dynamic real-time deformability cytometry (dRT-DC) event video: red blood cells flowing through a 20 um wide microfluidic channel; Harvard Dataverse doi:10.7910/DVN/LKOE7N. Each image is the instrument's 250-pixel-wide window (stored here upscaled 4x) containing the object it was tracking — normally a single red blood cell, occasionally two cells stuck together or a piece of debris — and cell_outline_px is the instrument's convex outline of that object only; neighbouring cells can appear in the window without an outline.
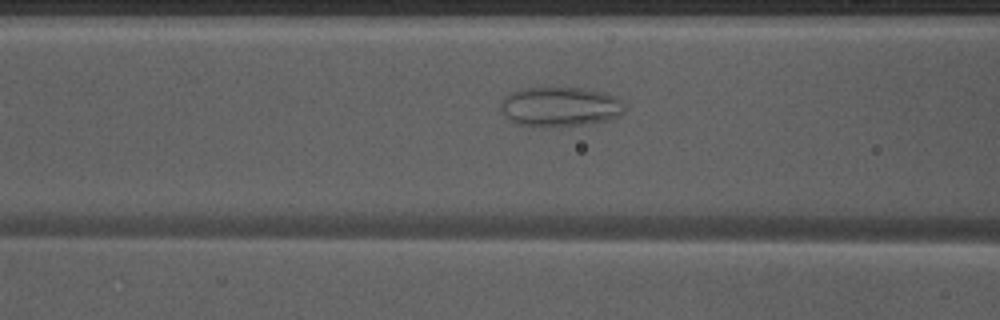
{"species": "Egyptian fruit bat (a non-hibernating species)", "species_latin": "Rousettus aegyptiacus", "temperature_condition": "warm", "stored_images_in_passage": 37, "camera_frame_rate_fps": 3000, "um_per_image_px": 0.085, "animal": {"sex": "male"}, "frame": {"image": 1, "passage_image": 6, "time_ms": 1.667, "image_size_px": [1000, 320], "cell_outline_px": [[624, 112], [620, 116], [608, 120], [584, 124], [544, 128], [520, 124], [504, 116], [500, 108], [500, 104], [504, 96], [512, 92], [524, 88], [584, 88], [604, 92], [620, 100], [624, 104]], "centroid_in_image_um": [47.6, 9.08], "position_along_channel_um": 119.0, "area_um2": 28.73}}
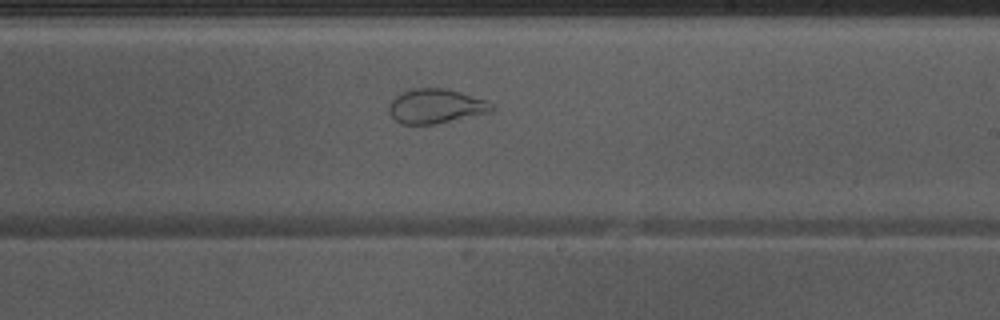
{"frame": {"image": 2, "passage_image": 16, "time_ms": 5.0, "image_size_px": [1000, 320], "cell_outline_px": [[492, 112], [432, 124], [400, 124], [392, 116], [388, 108], [388, 104], [396, 96], [412, 88], [448, 88], [488, 100], [492, 104]], "centroid_in_image_um": [37.05, 9.01], "position_along_channel_um": 251.9, "area_um2": 20.58}, "authors_computed_cell_mechanics": {"area_um2": 27.5128, "velocity_mm_per_s": 3.9986, "shape_relaxation_time_tau1_ms": null, "shape_relaxation_time_tau2_ms": 1.2042, "deformation_change_tau1": null, "deformation_change_tau2": 0.0713}}